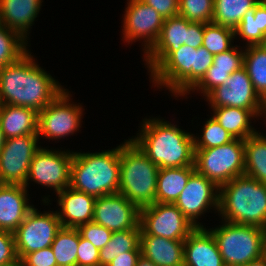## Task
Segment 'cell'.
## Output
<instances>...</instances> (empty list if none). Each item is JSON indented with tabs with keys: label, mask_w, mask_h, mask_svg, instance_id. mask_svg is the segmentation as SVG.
Listing matches in <instances>:
<instances>
[{
	"label": "cell",
	"mask_w": 266,
	"mask_h": 266,
	"mask_svg": "<svg viewBox=\"0 0 266 266\" xmlns=\"http://www.w3.org/2000/svg\"><path fill=\"white\" fill-rule=\"evenodd\" d=\"M64 89L51 103L38 113V137L61 140L80 130L83 105L74 104L71 94ZM72 102V103H71ZM41 135V136H40ZM61 138V139H60Z\"/></svg>",
	"instance_id": "9c48e42d"
},
{
	"label": "cell",
	"mask_w": 266,
	"mask_h": 266,
	"mask_svg": "<svg viewBox=\"0 0 266 266\" xmlns=\"http://www.w3.org/2000/svg\"><path fill=\"white\" fill-rule=\"evenodd\" d=\"M158 172L132 139L120 144L119 193L140 209L155 203Z\"/></svg>",
	"instance_id": "5b68a950"
},
{
	"label": "cell",
	"mask_w": 266,
	"mask_h": 266,
	"mask_svg": "<svg viewBox=\"0 0 266 266\" xmlns=\"http://www.w3.org/2000/svg\"><path fill=\"white\" fill-rule=\"evenodd\" d=\"M78 245V229L62 227L51 244L57 266L76 265Z\"/></svg>",
	"instance_id": "1f68e13d"
},
{
	"label": "cell",
	"mask_w": 266,
	"mask_h": 266,
	"mask_svg": "<svg viewBox=\"0 0 266 266\" xmlns=\"http://www.w3.org/2000/svg\"><path fill=\"white\" fill-rule=\"evenodd\" d=\"M208 229L216 240L225 266H238L263 256L265 230L252 225L233 224Z\"/></svg>",
	"instance_id": "8992f818"
},
{
	"label": "cell",
	"mask_w": 266,
	"mask_h": 266,
	"mask_svg": "<svg viewBox=\"0 0 266 266\" xmlns=\"http://www.w3.org/2000/svg\"><path fill=\"white\" fill-rule=\"evenodd\" d=\"M184 266H225L208 228L196 227L184 240Z\"/></svg>",
	"instance_id": "44dd1931"
},
{
	"label": "cell",
	"mask_w": 266,
	"mask_h": 266,
	"mask_svg": "<svg viewBox=\"0 0 266 266\" xmlns=\"http://www.w3.org/2000/svg\"><path fill=\"white\" fill-rule=\"evenodd\" d=\"M29 50L17 62L0 69V104L40 112L65 88L41 68Z\"/></svg>",
	"instance_id": "6da1fadb"
},
{
	"label": "cell",
	"mask_w": 266,
	"mask_h": 266,
	"mask_svg": "<svg viewBox=\"0 0 266 266\" xmlns=\"http://www.w3.org/2000/svg\"><path fill=\"white\" fill-rule=\"evenodd\" d=\"M0 125L6 139L38 135V112L27 107L0 104Z\"/></svg>",
	"instance_id": "d4e9b609"
},
{
	"label": "cell",
	"mask_w": 266,
	"mask_h": 266,
	"mask_svg": "<svg viewBox=\"0 0 266 266\" xmlns=\"http://www.w3.org/2000/svg\"><path fill=\"white\" fill-rule=\"evenodd\" d=\"M213 57L203 46L195 49L194 59V87L202 80L207 70L213 64Z\"/></svg>",
	"instance_id": "b9f144b4"
},
{
	"label": "cell",
	"mask_w": 266,
	"mask_h": 266,
	"mask_svg": "<svg viewBox=\"0 0 266 266\" xmlns=\"http://www.w3.org/2000/svg\"><path fill=\"white\" fill-rule=\"evenodd\" d=\"M221 220L266 229V185L242 175L219 187Z\"/></svg>",
	"instance_id": "277c9868"
},
{
	"label": "cell",
	"mask_w": 266,
	"mask_h": 266,
	"mask_svg": "<svg viewBox=\"0 0 266 266\" xmlns=\"http://www.w3.org/2000/svg\"><path fill=\"white\" fill-rule=\"evenodd\" d=\"M204 27L203 23L189 22L179 15L166 18L157 42L143 55L149 75L181 45L186 44L194 49L202 46Z\"/></svg>",
	"instance_id": "ba28073f"
},
{
	"label": "cell",
	"mask_w": 266,
	"mask_h": 266,
	"mask_svg": "<svg viewBox=\"0 0 266 266\" xmlns=\"http://www.w3.org/2000/svg\"><path fill=\"white\" fill-rule=\"evenodd\" d=\"M255 92L266 98V44L245 46L244 64Z\"/></svg>",
	"instance_id": "f1b7e54d"
},
{
	"label": "cell",
	"mask_w": 266,
	"mask_h": 266,
	"mask_svg": "<svg viewBox=\"0 0 266 266\" xmlns=\"http://www.w3.org/2000/svg\"><path fill=\"white\" fill-rule=\"evenodd\" d=\"M140 227L148 235L184 241L196 228L174 203H153L140 209Z\"/></svg>",
	"instance_id": "4fadbf2b"
},
{
	"label": "cell",
	"mask_w": 266,
	"mask_h": 266,
	"mask_svg": "<svg viewBox=\"0 0 266 266\" xmlns=\"http://www.w3.org/2000/svg\"><path fill=\"white\" fill-rule=\"evenodd\" d=\"M239 47L235 45L226 52L214 55L212 66L191 91L201 92L205 98L216 87L224 85L230 74L243 67L244 50Z\"/></svg>",
	"instance_id": "7402d4cb"
},
{
	"label": "cell",
	"mask_w": 266,
	"mask_h": 266,
	"mask_svg": "<svg viewBox=\"0 0 266 266\" xmlns=\"http://www.w3.org/2000/svg\"><path fill=\"white\" fill-rule=\"evenodd\" d=\"M238 266H266V258L264 256H262L261 258L256 259L252 262L238 265Z\"/></svg>",
	"instance_id": "bcb514c9"
},
{
	"label": "cell",
	"mask_w": 266,
	"mask_h": 266,
	"mask_svg": "<svg viewBox=\"0 0 266 266\" xmlns=\"http://www.w3.org/2000/svg\"><path fill=\"white\" fill-rule=\"evenodd\" d=\"M141 228L113 232L105 247L100 249V266H107L116 256L128 251H141Z\"/></svg>",
	"instance_id": "f546056e"
},
{
	"label": "cell",
	"mask_w": 266,
	"mask_h": 266,
	"mask_svg": "<svg viewBox=\"0 0 266 266\" xmlns=\"http://www.w3.org/2000/svg\"><path fill=\"white\" fill-rule=\"evenodd\" d=\"M120 145L101 152L73 153L70 188L95 198L119 193Z\"/></svg>",
	"instance_id": "3957f363"
},
{
	"label": "cell",
	"mask_w": 266,
	"mask_h": 266,
	"mask_svg": "<svg viewBox=\"0 0 266 266\" xmlns=\"http://www.w3.org/2000/svg\"><path fill=\"white\" fill-rule=\"evenodd\" d=\"M18 261L13 232L0 230V266H7Z\"/></svg>",
	"instance_id": "f35d334b"
},
{
	"label": "cell",
	"mask_w": 266,
	"mask_h": 266,
	"mask_svg": "<svg viewBox=\"0 0 266 266\" xmlns=\"http://www.w3.org/2000/svg\"><path fill=\"white\" fill-rule=\"evenodd\" d=\"M214 14V0H179L178 15L194 23H210Z\"/></svg>",
	"instance_id": "d590c367"
},
{
	"label": "cell",
	"mask_w": 266,
	"mask_h": 266,
	"mask_svg": "<svg viewBox=\"0 0 266 266\" xmlns=\"http://www.w3.org/2000/svg\"><path fill=\"white\" fill-rule=\"evenodd\" d=\"M140 131V132H139ZM131 139L160 168L194 165V134L164 119L145 118Z\"/></svg>",
	"instance_id": "7a4b0ae2"
},
{
	"label": "cell",
	"mask_w": 266,
	"mask_h": 266,
	"mask_svg": "<svg viewBox=\"0 0 266 266\" xmlns=\"http://www.w3.org/2000/svg\"><path fill=\"white\" fill-rule=\"evenodd\" d=\"M263 256L266 258V229L264 232V248H263Z\"/></svg>",
	"instance_id": "681fc988"
},
{
	"label": "cell",
	"mask_w": 266,
	"mask_h": 266,
	"mask_svg": "<svg viewBox=\"0 0 266 266\" xmlns=\"http://www.w3.org/2000/svg\"><path fill=\"white\" fill-rule=\"evenodd\" d=\"M7 266H22V264H21L20 261H18L17 263L10 264V265H7Z\"/></svg>",
	"instance_id": "816d5d0a"
},
{
	"label": "cell",
	"mask_w": 266,
	"mask_h": 266,
	"mask_svg": "<svg viewBox=\"0 0 266 266\" xmlns=\"http://www.w3.org/2000/svg\"><path fill=\"white\" fill-rule=\"evenodd\" d=\"M174 204L192 225L204 227L197 219L209 209L219 210V187L195 171Z\"/></svg>",
	"instance_id": "e0dca14e"
},
{
	"label": "cell",
	"mask_w": 266,
	"mask_h": 266,
	"mask_svg": "<svg viewBox=\"0 0 266 266\" xmlns=\"http://www.w3.org/2000/svg\"><path fill=\"white\" fill-rule=\"evenodd\" d=\"M93 222L112 232L140 227V208L121 193L96 198Z\"/></svg>",
	"instance_id": "ac0fdd59"
},
{
	"label": "cell",
	"mask_w": 266,
	"mask_h": 266,
	"mask_svg": "<svg viewBox=\"0 0 266 266\" xmlns=\"http://www.w3.org/2000/svg\"><path fill=\"white\" fill-rule=\"evenodd\" d=\"M194 59L195 49L181 45L150 75L151 83L168 89L171 96L186 98L194 88Z\"/></svg>",
	"instance_id": "30bf717a"
},
{
	"label": "cell",
	"mask_w": 266,
	"mask_h": 266,
	"mask_svg": "<svg viewBox=\"0 0 266 266\" xmlns=\"http://www.w3.org/2000/svg\"><path fill=\"white\" fill-rule=\"evenodd\" d=\"M21 184H0V230L14 232L34 207Z\"/></svg>",
	"instance_id": "ffe728a7"
},
{
	"label": "cell",
	"mask_w": 266,
	"mask_h": 266,
	"mask_svg": "<svg viewBox=\"0 0 266 266\" xmlns=\"http://www.w3.org/2000/svg\"><path fill=\"white\" fill-rule=\"evenodd\" d=\"M195 171V166L160 168L155 202L174 203Z\"/></svg>",
	"instance_id": "4316f807"
},
{
	"label": "cell",
	"mask_w": 266,
	"mask_h": 266,
	"mask_svg": "<svg viewBox=\"0 0 266 266\" xmlns=\"http://www.w3.org/2000/svg\"><path fill=\"white\" fill-rule=\"evenodd\" d=\"M195 170L218 187L245 173L244 140L232 141L209 149H194Z\"/></svg>",
	"instance_id": "52a82bcc"
},
{
	"label": "cell",
	"mask_w": 266,
	"mask_h": 266,
	"mask_svg": "<svg viewBox=\"0 0 266 266\" xmlns=\"http://www.w3.org/2000/svg\"><path fill=\"white\" fill-rule=\"evenodd\" d=\"M202 127V135L194 134V149H209L224 145L234 138L211 116ZM201 138V139H200Z\"/></svg>",
	"instance_id": "e575fe53"
},
{
	"label": "cell",
	"mask_w": 266,
	"mask_h": 266,
	"mask_svg": "<svg viewBox=\"0 0 266 266\" xmlns=\"http://www.w3.org/2000/svg\"><path fill=\"white\" fill-rule=\"evenodd\" d=\"M255 6L248 10L242 18V21L234 29L235 38L246 41L245 46L265 45L266 36L259 30L258 16H254Z\"/></svg>",
	"instance_id": "8d00e7d4"
},
{
	"label": "cell",
	"mask_w": 266,
	"mask_h": 266,
	"mask_svg": "<svg viewBox=\"0 0 266 266\" xmlns=\"http://www.w3.org/2000/svg\"><path fill=\"white\" fill-rule=\"evenodd\" d=\"M153 7L164 19L178 16L179 0H141Z\"/></svg>",
	"instance_id": "7bdbcfd3"
},
{
	"label": "cell",
	"mask_w": 266,
	"mask_h": 266,
	"mask_svg": "<svg viewBox=\"0 0 266 266\" xmlns=\"http://www.w3.org/2000/svg\"><path fill=\"white\" fill-rule=\"evenodd\" d=\"M38 135L8 138L0 151V184L24 185L35 153L41 148Z\"/></svg>",
	"instance_id": "5bb4252c"
},
{
	"label": "cell",
	"mask_w": 266,
	"mask_h": 266,
	"mask_svg": "<svg viewBox=\"0 0 266 266\" xmlns=\"http://www.w3.org/2000/svg\"><path fill=\"white\" fill-rule=\"evenodd\" d=\"M259 2H260L262 5L266 6V0H259Z\"/></svg>",
	"instance_id": "f5cc1de1"
},
{
	"label": "cell",
	"mask_w": 266,
	"mask_h": 266,
	"mask_svg": "<svg viewBox=\"0 0 266 266\" xmlns=\"http://www.w3.org/2000/svg\"><path fill=\"white\" fill-rule=\"evenodd\" d=\"M245 173L266 185V136L257 131L244 140Z\"/></svg>",
	"instance_id": "83f0119b"
},
{
	"label": "cell",
	"mask_w": 266,
	"mask_h": 266,
	"mask_svg": "<svg viewBox=\"0 0 266 266\" xmlns=\"http://www.w3.org/2000/svg\"><path fill=\"white\" fill-rule=\"evenodd\" d=\"M99 252L90 241L82 238L79 233L76 264L82 266H100Z\"/></svg>",
	"instance_id": "ab89813d"
},
{
	"label": "cell",
	"mask_w": 266,
	"mask_h": 266,
	"mask_svg": "<svg viewBox=\"0 0 266 266\" xmlns=\"http://www.w3.org/2000/svg\"><path fill=\"white\" fill-rule=\"evenodd\" d=\"M74 151L55 150L41 147L34 155L26 183L30 180L43 187L51 188L56 193L70 186L71 164Z\"/></svg>",
	"instance_id": "7c38bea8"
},
{
	"label": "cell",
	"mask_w": 266,
	"mask_h": 266,
	"mask_svg": "<svg viewBox=\"0 0 266 266\" xmlns=\"http://www.w3.org/2000/svg\"><path fill=\"white\" fill-rule=\"evenodd\" d=\"M213 118L233 138L246 140L257 132L252 126V118L255 121L258 116L252 110H245L237 107L211 108Z\"/></svg>",
	"instance_id": "484cf974"
},
{
	"label": "cell",
	"mask_w": 266,
	"mask_h": 266,
	"mask_svg": "<svg viewBox=\"0 0 266 266\" xmlns=\"http://www.w3.org/2000/svg\"><path fill=\"white\" fill-rule=\"evenodd\" d=\"M141 255L156 266H183L184 241L140 233Z\"/></svg>",
	"instance_id": "cb8c5ba5"
},
{
	"label": "cell",
	"mask_w": 266,
	"mask_h": 266,
	"mask_svg": "<svg viewBox=\"0 0 266 266\" xmlns=\"http://www.w3.org/2000/svg\"><path fill=\"white\" fill-rule=\"evenodd\" d=\"M124 13L122 39L128 44L144 39L145 55L157 42L165 19L141 0H127Z\"/></svg>",
	"instance_id": "2e32d148"
},
{
	"label": "cell",
	"mask_w": 266,
	"mask_h": 266,
	"mask_svg": "<svg viewBox=\"0 0 266 266\" xmlns=\"http://www.w3.org/2000/svg\"><path fill=\"white\" fill-rule=\"evenodd\" d=\"M61 228L56 211L42 213L33 207L13 232L19 261L28 253L51 246Z\"/></svg>",
	"instance_id": "8fae6325"
},
{
	"label": "cell",
	"mask_w": 266,
	"mask_h": 266,
	"mask_svg": "<svg viewBox=\"0 0 266 266\" xmlns=\"http://www.w3.org/2000/svg\"><path fill=\"white\" fill-rule=\"evenodd\" d=\"M204 99L211 105L210 108L237 107L252 110L262 117L263 100L255 92L244 67L230 74L224 85L216 87Z\"/></svg>",
	"instance_id": "9a60e30c"
},
{
	"label": "cell",
	"mask_w": 266,
	"mask_h": 266,
	"mask_svg": "<svg viewBox=\"0 0 266 266\" xmlns=\"http://www.w3.org/2000/svg\"><path fill=\"white\" fill-rule=\"evenodd\" d=\"M27 42L18 32L0 23V69L25 55L29 51Z\"/></svg>",
	"instance_id": "d6a6232c"
},
{
	"label": "cell",
	"mask_w": 266,
	"mask_h": 266,
	"mask_svg": "<svg viewBox=\"0 0 266 266\" xmlns=\"http://www.w3.org/2000/svg\"><path fill=\"white\" fill-rule=\"evenodd\" d=\"M258 2L259 0H214L212 22L235 29L245 13Z\"/></svg>",
	"instance_id": "4dcf8cb0"
},
{
	"label": "cell",
	"mask_w": 266,
	"mask_h": 266,
	"mask_svg": "<svg viewBox=\"0 0 266 266\" xmlns=\"http://www.w3.org/2000/svg\"><path fill=\"white\" fill-rule=\"evenodd\" d=\"M42 0H0V23L28 40L29 29L38 17Z\"/></svg>",
	"instance_id": "603a6c76"
},
{
	"label": "cell",
	"mask_w": 266,
	"mask_h": 266,
	"mask_svg": "<svg viewBox=\"0 0 266 266\" xmlns=\"http://www.w3.org/2000/svg\"><path fill=\"white\" fill-rule=\"evenodd\" d=\"M56 210L62 227L78 228L93 220L96 198L84 192L76 191L70 187L56 193Z\"/></svg>",
	"instance_id": "d6986e66"
},
{
	"label": "cell",
	"mask_w": 266,
	"mask_h": 266,
	"mask_svg": "<svg viewBox=\"0 0 266 266\" xmlns=\"http://www.w3.org/2000/svg\"><path fill=\"white\" fill-rule=\"evenodd\" d=\"M254 16H258L259 30L266 36V6L258 2Z\"/></svg>",
	"instance_id": "f6af8a7d"
},
{
	"label": "cell",
	"mask_w": 266,
	"mask_h": 266,
	"mask_svg": "<svg viewBox=\"0 0 266 266\" xmlns=\"http://www.w3.org/2000/svg\"><path fill=\"white\" fill-rule=\"evenodd\" d=\"M20 262L22 266H57L51 246L26 254Z\"/></svg>",
	"instance_id": "60d3db41"
},
{
	"label": "cell",
	"mask_w": 266,
	"mask_h": 266,
	"mask_svg": "<svg viewBox=\"0 0 266 266\" xmlns=\"http://www.w3.org/2000/svg\"><path fill=\"white\" fill-rule=\"evenodd\" d=\"M265 117L266 119V98L263 100V111H262V117Z\"/></svg>",
	"instance_id": "f907efd6"
},
{
	"label": "cell",
	"mask_w": 266,
	"mask_h": 266,
	"mask_svg": "<svg viewBox=\"0 0 266 266\" xmlns=\"http://www.w3.org/2000/svg\"><path fill=\"white\" fill-rule=\"evenodd\" d=\"M234 39V29L210 22L205 24L202 46L216 55L231 49Z\"/></svg>",
	"instance_id": "836d02e7"
},
{
	"label": "cell",
	"mask_w": 266,
	"mask_h": 266,
	"mask_svg": "<svg viewBox=\"0 0 266 266\" xmlns=\"http://www.w3.org/2000/svg\"><path fill=\"white\" fill-rule=\"evenodd\" d=\"M141 251H128L116 256L107 266H136Z\"/></svg>",
	"instance_id": "ee69618b"
},
{
	"label": "cell",
	"mask_w": 266,
	"mask_h": 266,
	"mask_svg": "<svg viewBox=\"0 0 266 266\" xmlns=\"http://www.w3.org/2000/svg\"><path fill=\"white\" fill-rule=\"evenodd\" d=\"M5 141H6V138H5V135H4L3 130L1 129V125H0V151L3 148V146L5 145Z\"/></svg>",
	"instance_id": "c3c4849f"
},
{
	"label": "cell",
	"mask_w": 266,
	"mask_h": 266,
	"mask_svg": "<svg viewBox=\"0 0 266 266\" xmlns=\"http://www.w3.org/2000/svg\"><path fill=\"white\" fill-rule=\"evenodd\" d=\"M77 229L82 238L90 241L99 250L106 246L113 233L106 227L93 221L83 224Z\"/></svg>",
	"instance_id": "74e56055"
},
{
	"label": "cell",
	"mask_w": 266,
	"mask_h": 266,
	"mask_svg": "<svg viewBox=\"0 0 266 266\" xmlns=\"http://www.w3.org/2000/svg\"><path fill=\"white\" fill-rule=\"evenodd\" d=\"M136 266H156L151 260L146 259L144 256L138 258Z\"/></svg>",
	"instance_id": "7dc6e473"
}]
</instances>
